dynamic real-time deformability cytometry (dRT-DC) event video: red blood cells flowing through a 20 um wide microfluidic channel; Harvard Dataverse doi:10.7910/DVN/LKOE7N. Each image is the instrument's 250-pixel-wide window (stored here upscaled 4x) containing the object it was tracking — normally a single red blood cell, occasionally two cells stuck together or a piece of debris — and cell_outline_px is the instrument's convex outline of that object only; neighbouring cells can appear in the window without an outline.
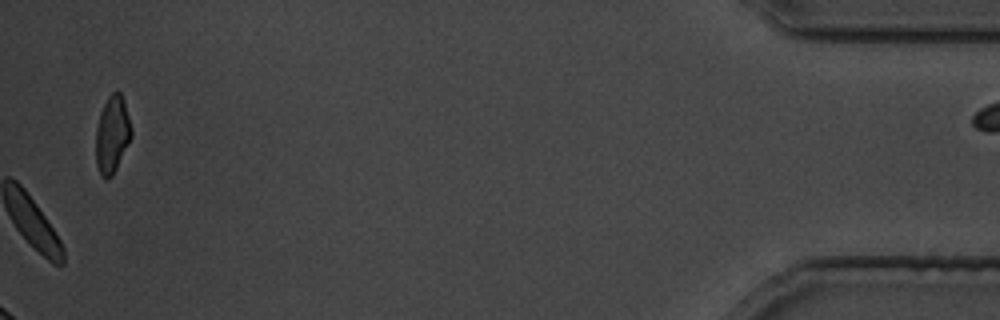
{"species": "common noctule bat (a hibernating species)", "species_latin": "Nyctalus noctula", "temperature_condition": "cold", "stored_images_in_passage": 26, "camera_frame_rate_fps": 3000, "um_per_image_px": 0.085, "animal": {"sex": "male", "body_mass_g": 19.5, "forearm_length_mm": 54.6}, "frame": {"image": 1, "passage_image": 26, "time_ms": 30.333, "image_size_px": [1000, 320], "cell_outline_px": [[132, 136], [112, 176], [108, 180], [104, 180], [100, 176], [96, 164], [96, 128], [100, 112], [108, 96], [112, 92], [120, 92], [124, 100], [132, 128]], "centroid_in_image_um": [9.53, 11.45], "position_along_channel_um": 425.7, "area_um2": 16.07}}